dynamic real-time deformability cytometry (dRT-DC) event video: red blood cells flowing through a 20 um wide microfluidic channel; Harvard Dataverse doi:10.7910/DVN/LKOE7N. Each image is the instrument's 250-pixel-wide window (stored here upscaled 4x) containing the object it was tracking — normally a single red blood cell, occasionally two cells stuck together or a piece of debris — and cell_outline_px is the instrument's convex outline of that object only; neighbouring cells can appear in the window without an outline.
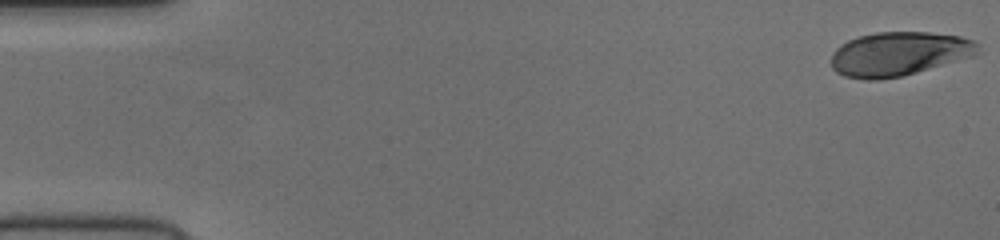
{"species": "human", "species_latin": "Homo sapiens", "temperature_condition": "cold", "stored_images_in_passage": 53, "camera_frame_rate_fps": 3000, "um_per_image_px": 0.085, "donor": {"sex": "female"}, "frame": {"image": 1, "passage_image": 1, "time_ms": 0.0, "image_size_px": [1000, 240], "cell_outline_px": [[976, 52], [972, 56], [916, 72], [900, 76], [880, 80], [868, 80], [844, 76], [836, 72], [832, 68], [832, 52], [840, 44], [848, 40], [860, 36], [876, 32], [928, 32], [960, 36], [972, 40], [976, 44]], "centroid_in_image_um": [76.33, 4.58], "position_along_channel_um": 8.7, "area_um2": 37.22}}
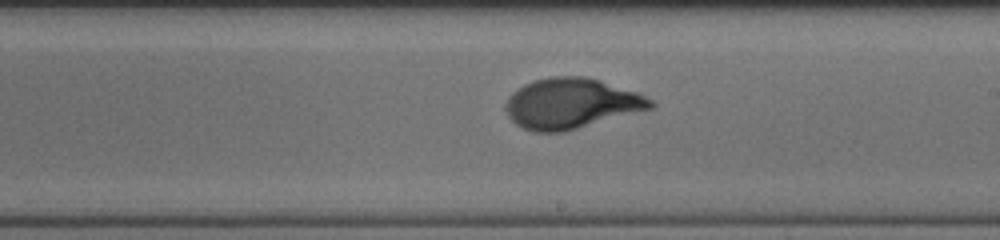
{"frame": {"image": 2, "passage_image": 31, "time_ms": 10.0, "image_size_px": [1000, 240], "cell_outline_px": [[656, 104], [652, 108], [564, 132], [532, 132], [516, 124], [508, 116], [504, 108], [504, 104], [508, 96], [516, 88], [532, 80], [552, 76], [584, 76], [600, 80], [636, 92], [652, 100]], "centroid_in_image_um": [48.5, 8.79], "position_along_channel_um": 240.5, "area_um2": 42.66}}
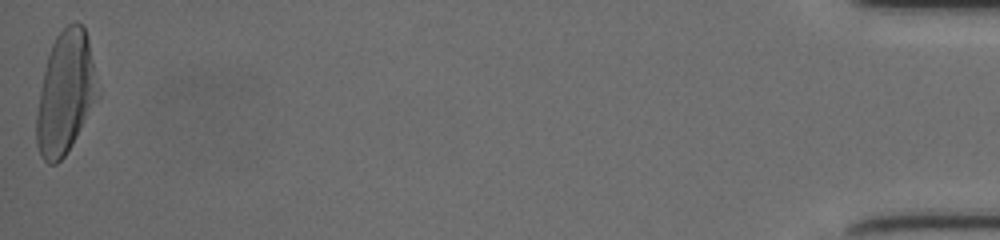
{"frame": {"image": 3, "passage_image": 53, "time_ms": 17.333, "image_size_px": [1000, 240], "cell_outline_px": [[100, 96], [72, 144], [64, 156], [56, 164], [48, 164], [44, 160], [36, 144], [36, 116], [40, 92], [44, 72], [48, 56], [52, 44], [56, 36], [68, 24], [76, 20], [84, 28], [88, 36]], "centroid_in_image_um": [5.58, 7.89], "position_along_channel_um": 429.6, "area_um2": 43.41}}